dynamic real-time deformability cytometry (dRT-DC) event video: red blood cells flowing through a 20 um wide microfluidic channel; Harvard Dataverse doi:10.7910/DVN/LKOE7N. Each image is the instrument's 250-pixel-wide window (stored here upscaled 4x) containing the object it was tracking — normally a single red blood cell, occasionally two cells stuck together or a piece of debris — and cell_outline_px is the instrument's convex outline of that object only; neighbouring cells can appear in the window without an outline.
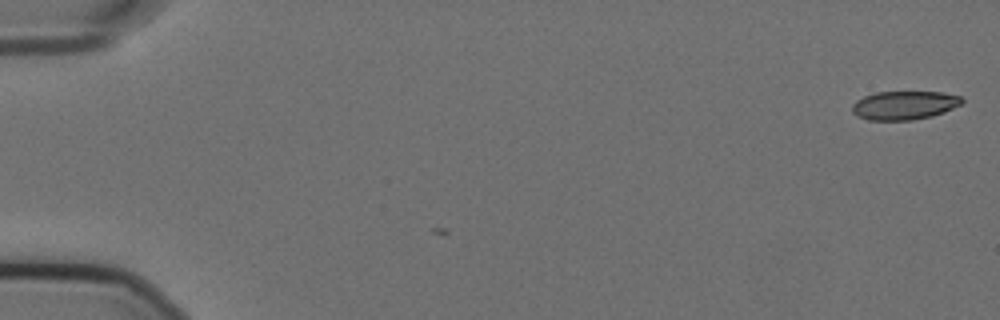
{"species": "Egyptian fruit bat (a non-hibernating species)", "species_latin": "Rousettus aegyptiacus", "temperature_condition": "cold", "stored_images_in_passage": 4, "camera_frame_rate_fps": 3000, "um_per_image_px": 0.085, "animal": {"sex": "female"}, "frame": {"image": 1, "passage_image": 4, "time_ms": 1.0, "image_size_px": [1000, 320], "cell_outline_px": [[964, 100], [960, 104], [944, 112], [932, 116], [912, 120], [868, 120], [856, 116], [852, 112], [852, 104], [856, 100], [864, 96], [876, 92], [940, 92], [960, 96]], "centroid_in_image_um": [76.82, 8.95], "position_along_channel_um": 8.2, "area_um2": 18.32}}